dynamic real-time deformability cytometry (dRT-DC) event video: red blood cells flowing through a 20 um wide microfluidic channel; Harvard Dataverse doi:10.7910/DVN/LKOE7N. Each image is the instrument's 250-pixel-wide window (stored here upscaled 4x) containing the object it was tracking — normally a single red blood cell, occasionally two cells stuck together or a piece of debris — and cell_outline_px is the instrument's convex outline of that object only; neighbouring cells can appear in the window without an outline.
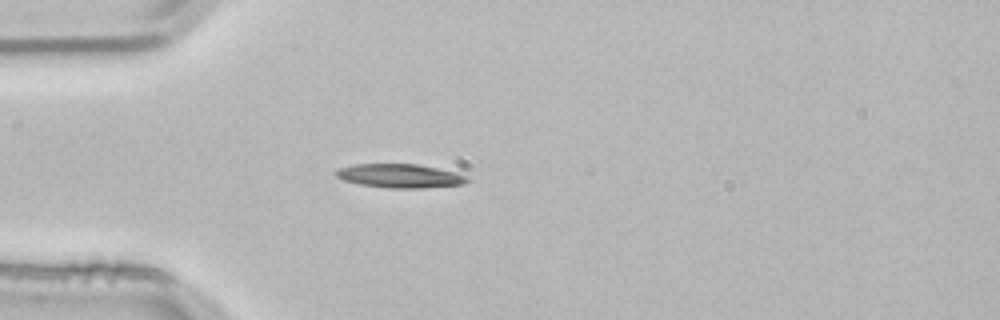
{"species": "common noctule bat (a hibernating species)", "species_latin": "Nyctalus noctula", "temperature_condition": "room temperature", "stored_images_in_passage": 4, "camera_frame_rate_fps": 3000, "um_per_image_px": 0.085, "animal": {"sex": "male", "body_mass_g": 21.5, "forearm_length_mm": 52.0}, "frame": {"image": 1, "passage_image": 4, "time_ms": 1.0, "image_size_px": [1000, 320], "cell_outline_px": [[468, 180], [464, 184], [424, 188], [388, 188], [360, 184], [344, 180], [336, 176], [336, 172], [340, 168], [352, 164], [416, 164], [456, 172], [464, 176]], "centroid_in_image_um": [33.98, 14.95], "position_along_channel_um": 51.0, "area_um2": 17.98}}